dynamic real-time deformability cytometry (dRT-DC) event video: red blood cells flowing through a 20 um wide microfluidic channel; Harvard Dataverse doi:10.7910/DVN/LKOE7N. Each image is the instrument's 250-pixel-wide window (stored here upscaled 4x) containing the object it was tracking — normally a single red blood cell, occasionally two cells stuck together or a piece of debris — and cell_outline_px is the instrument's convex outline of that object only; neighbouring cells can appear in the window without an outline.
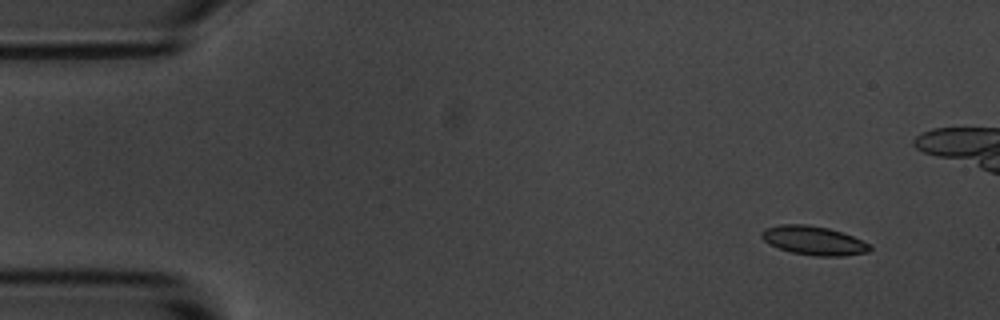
{"species": "common noctule bat (a hibernating species)", "species_latin": "Nyctalus noctula", "temperature_condition": "room temperature", "stored_images_in_passage": 5, "camera_frame_rate_fps": 3000, "um_per_image_px": 0.085, "animal": {"sex": "male", "body_mass_g": 20.1, "forearm_length_mm": 53.5}, "frame": {"image": 1, "passage_image": 1, "time_ms": 0.0, "image_size_px": [1000, 320], "cell_outline_px": [[872, 248], [868, 252], [844, 256], [816, 256], [792, 252], [780, 248], [764, 240], [760, 236], [760, 232], [764, 228], [780, 224], [808, 224], [828, 228], [844, 232], [872, 244]], "centroid_in_image_um": [69.21, 20.43], "position_along_channel_um": 15.8, "area_um2": 18.38}}